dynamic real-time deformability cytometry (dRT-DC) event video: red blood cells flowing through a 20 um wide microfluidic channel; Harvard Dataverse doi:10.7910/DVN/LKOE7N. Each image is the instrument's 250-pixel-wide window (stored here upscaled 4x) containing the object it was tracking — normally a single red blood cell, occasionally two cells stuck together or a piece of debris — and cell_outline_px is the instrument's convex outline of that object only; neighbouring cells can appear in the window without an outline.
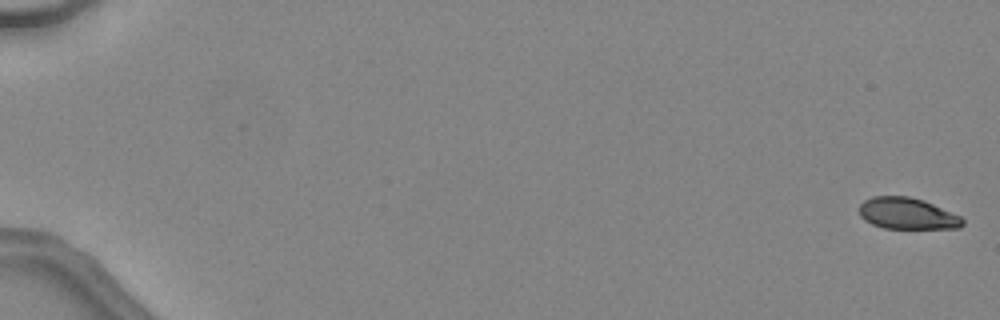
{"species": "common noctule bat (a hibernating species)", "species_latin": "Nyctalus noctula", "temperature_condition": "warm", "stored_images_in_passage": 48, "camera_frame_rate_fps": 3000, "um_per_image_px": 0.085, "animal": {"sex": "female", "body_mass_g": 24.6, "forearm_length_mm": 56.2}, "frame": {"image": 1, "passage_image": 1, "time_ms": 0.0, "image_size_px": [1000, 320], "cell_outline_px": [[964, 224], [960, 228], [884, 228], [872, 224], [864, 220], [860, 216], [860, 204], [864, 200], [872, 196], [908, 196], [924, 200], [960, 216], [964, 220]], "centroid_in_image_um": [77.1, 18.15], "position_along_channel_um": 7.9, "area_um2": 18.9}}
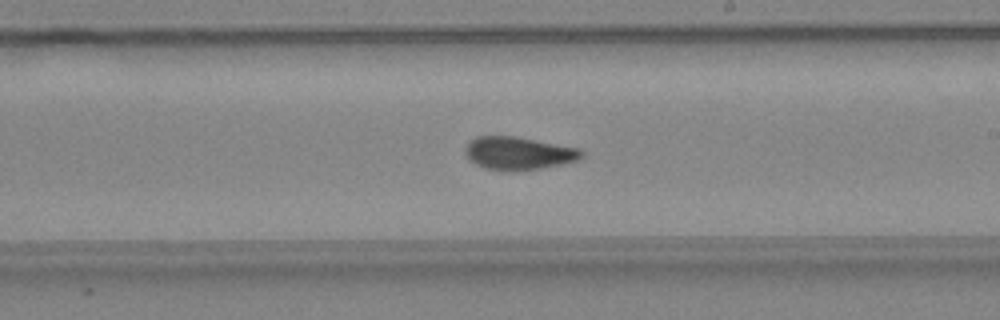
{"frame": {"image": 2, "passage_image": 30, "time_ms": 9.667, "image_size_px": [1000, 320], "cell_outline_px": [[584, 156], [576, 160], [560, 164], [540, 168], [484, 168], [476, 164], [468, 156], [464, 148], [476, 136], [516, 136], [580, 148], [584, 152]], "centroid_in_image_um": [44.12, 12.97], "position_along_channel_um": 244.9, "area_um2": 21.44}}
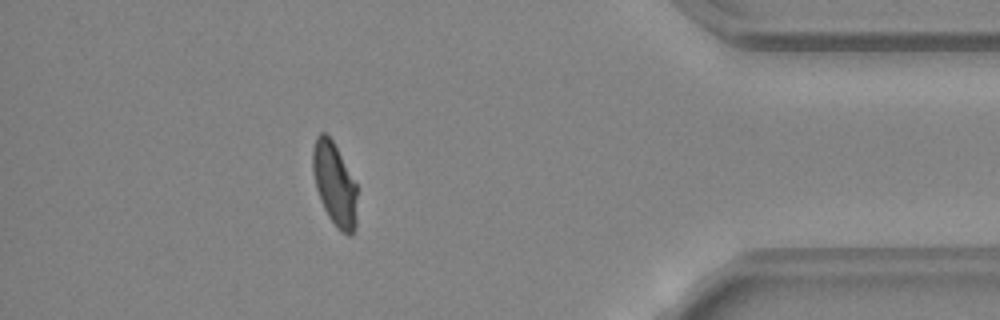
{"frame": {"image": 3, "passage_image": 43, "time_ms": 14.0, "image_size_px": [1000, 320], "cell_outline_px": [[356, 228], [348, 236], [336, 228], [328, 216], [320, 200], [316, 188], [312, 168], [312, 148], [316, 136], [320, 132], [324, 132], [332, 140], [356, 184]], "centroid_in_image_um": [28.41, 15.66], "position_along_channel_um": 406.8, "area_um2": 21.39}, "authors_computed_cell_mechanics": {"area_um2": 21.6172, "velocity_mm_per_s": 4.5536, "shape_relaxation_time_tau1_ms": 6.4277, "shape_relaxation_time_tau2_ms": 1.1798, "deformation_change_tau1": 0.1976, "deformation_change_tau2": 0.0606}}